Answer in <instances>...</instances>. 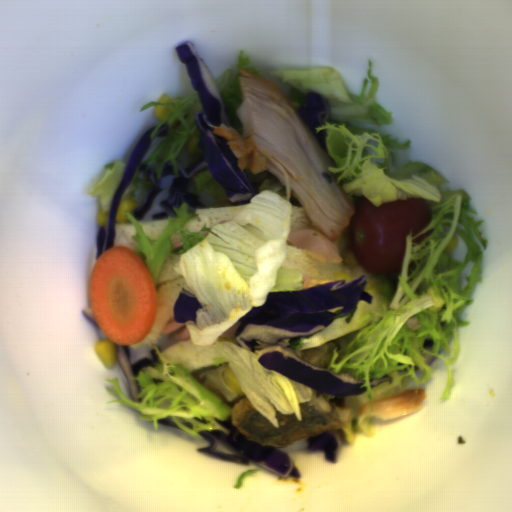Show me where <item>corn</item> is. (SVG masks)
<instances>
[{
    "label": "corn",
    "instance_id": "corn-1",
    "mask_svg": "<svg viewBox=\"0 0 512 512\" xmlns=\"http://www.w3.org/2000/svg\"><path fill=\"white\" fill-rule=\"evenodd\" d=\"M95 352L107 369H111L118 363L116 342L110 339H100L95 343Z\"/></svg>",
    "mask_w": 512,
    "mask_h": 512
},
{
    "label": "corn",
    "instance_id": "corn-2",
    "mask_svg": "<svg viewBox=\"0 0 512 512\" xmlns=\"http://www.w3.org/2000/svg\"><path fill=\"white\" fill-rule=\"evenodd\" d=\"M138 203L131 197L120 200V203L116 209L115 221L119 223H131L127 220L125 212L128 211L130 214L138 207Z\"/></svg>",
    "mask_w": 512,
    "mask_h": 512
},
{
    "label": "corn",
    "instance_id": "corn-3",
    "mask_svg": "<svg viewBox=\"0 0 512 512\" xmlns=\"http://www.w3.org/2000/svg\"><path fill=\"white\" fill-rule=\"evenodd\" d=\"M223 379H224L225 383L227 384V386L229 388H231L232 390H234L238 396L242 397L244 395V392L241 388L240 382H239L236 374L234 373V371L231 368H227L226 370H224Z\"/></svg>",
    "mask_w": 512,
    "mask_h": 512
},
{
    "label": "corn",
    "instance_id": "corn-4",
    "mask_svg": "<svg viewBox=\"0 0 512 512\" xmlns=\"http://www.w3.org/2000/svg\"><path fill=\"white\" fill-rule=\"evenodd\" d=\"M200 140V136L189 135L186 141V151L188 155H194L197 152L198 142Z\"/></svg>",
    "mask_w": 512,
    "mask_h": 512
},
{
    "label": "corn",
    "instance_id": "corn-5",
    "mask_svg": "<svg viewBox=\"0 0 512 512\" xmlns=\"http://www.w3.org/2000/svg\"><path fill=\"white\" fill-rule=\"evenodd\" d=\"M171 109L167 105H157L153 108V113L155 118L158 120L164 119L169 113Z\"/></svg>",
    "mask_w": 512,
    "mask_h": 512
},
{
    "label": "corn",
    "instance_id": "corn-6",
    "mask_svg": "<svg viewBox=\"0 0 512 512\" xmlns=\"http://www.w3.org/2000/svg\"><path fill=\"white\" fill-rule=\"evenodd\" d=\"M96 220L98 225H100L101 227H108L109 211H103L102 209L99 210Z\"/></svg>",
    "mask_w": 512,
    "mask_h": 512
},
{
    "label": "corn",
    "instance_id": "corn-7",
    "mask_svg": "<svg viewBox=\"0 0 512 512\" xmlns=\"http://www.w3.org/2000/svg\"><path fill=\"white\" fill-rule=\"evenodd\" d=\"M342 431L344 433V439L346 442L353 443L355 434L352 431V425L351 422L347 426H343Z\"/></svg>",
    "mask_w": 512,
    "mask_h": 512
},
{
    "label": "corn",
    "instance_id": "corn-8",
    "mask_svg": "<svg viewBox=\"0 0 512 512\" xmlns=\"http://www.w3.org/2000/svg\"><path fill=\"white\" fill-rule=\"evenodd\" d=\"M183 98H180V97H176V98H170L166 93L165 94H162L160 99L158 100L157 103H161V104H173V105H177L178 101H182Z\"/></svg>",
    "mask_w": 512,
    "mask_h": 512
},
{
    "label": "corn",
    "instance_id": "corn-9",
    "mask_svg": "<svg viewBox=\"0 0 512 512\" xmlns=\"http://www.w3.org/2000/svg\"><path fill=\"white\" fill-rule=\"evenodd\" d=\"M459 245V238L454 234L452 240L447 245L445 252H452L454 249H456Z\"/></svg>",
    "mask_w": 512,
    "mask_h": 512
}]
</instances>
